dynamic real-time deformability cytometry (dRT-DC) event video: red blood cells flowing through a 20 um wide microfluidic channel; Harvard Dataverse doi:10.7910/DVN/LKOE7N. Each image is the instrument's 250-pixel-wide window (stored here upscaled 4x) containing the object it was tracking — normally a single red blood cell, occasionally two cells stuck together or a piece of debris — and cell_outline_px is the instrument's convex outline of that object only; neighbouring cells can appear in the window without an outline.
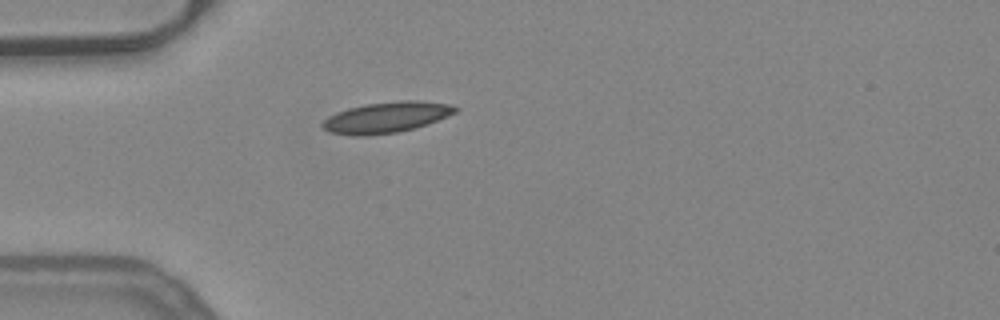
{"species": "common noctule bat (a hibernating species)", "species_latin": "Nyctalus noctula", "temperature_condition": "warm", "stored_images_in_passage": 16, "camera_frame_rate_fps": 3000, "um_per_image_px": 0.085, "animal": {"sex": "female", "body_mass_g": 24.6, "forearm_length_mm": 56.2}, "frame": {"image": 1, "passage_image": 1, "time_ms": 0.0, "image_size_px": [1000, 320], "cell_outline_px": [[460, 108], [456, 112], [448, 116], [416, 128], [400, 132], [360, 136], [352, 136], [328, 132], [320, 124], [328, 116], [336, 112], [348, 108], [368, 104], [400, 100], [416, 100], [448, 104]], "centroid_in_image_um": [32.83, 9.98], "position_along_channel_um": 52.2, "area_um2": 23.93}}
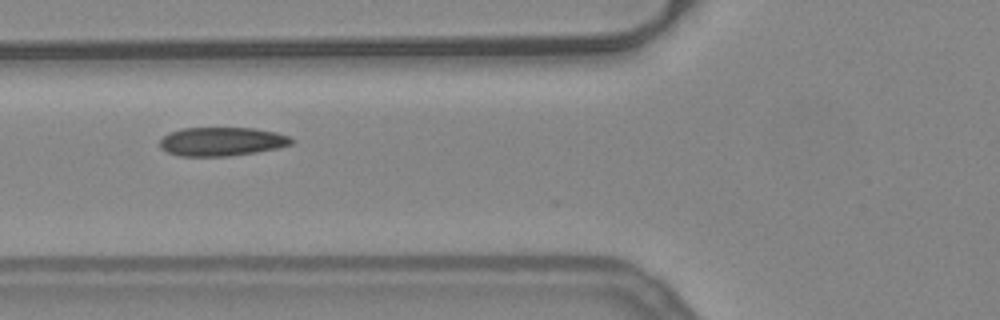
{"frame": {"image": 2, "passage_image": 6, "time_ms": 1.667, "image_size_px": [1000, 320], "cell_outline_px": [[292, 144], [276, 148], [256, 152], [228, 156], [180, 156], [168, 152], [160, 148], [160, 140], [168, 132], [184, 128], [252, 128], [276, 132], [288, 136], [292, 140]], "centroid_in_image_um": [18.81, 12.03], "position_along_channel_um": 107.0, "area_um2": 21.91}}
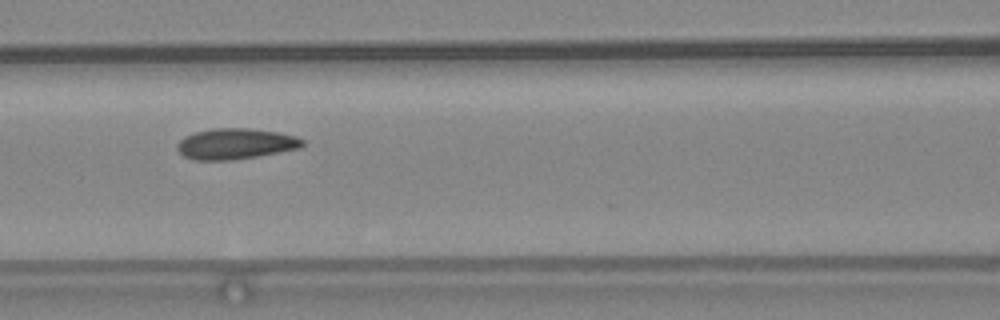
{"frame": {"image": 3, "passage_image": 9, "time_ms": 2.667, "image_size_px": [1000, 320], "cell_outline_px": [[304, 144], [300, 148], [256, 156], [232, 160], [192, 160], [184, 156], [176, 148], [176, 144], [184, 136], [196, 132], [212, 128], [248, 128], [276, 132], [296, 136], [304, 140]], "centroid_in_image_um": [19.99, 12.22], "position_along_channel_um": 146.6, "area_um2": 22.43}}